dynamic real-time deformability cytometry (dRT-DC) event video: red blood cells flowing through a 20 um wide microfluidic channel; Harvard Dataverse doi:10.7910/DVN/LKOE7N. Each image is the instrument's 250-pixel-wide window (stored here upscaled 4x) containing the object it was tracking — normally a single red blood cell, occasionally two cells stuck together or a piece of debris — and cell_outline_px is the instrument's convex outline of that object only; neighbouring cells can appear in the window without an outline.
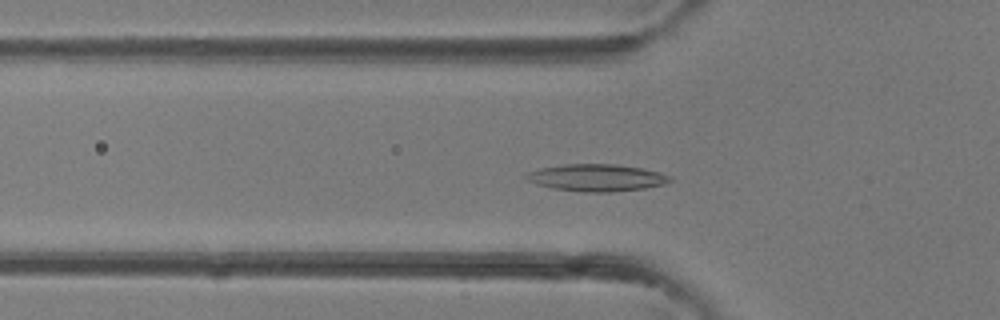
{"species": "common noctule bat (a hibernating species)", "species_latin": "Nyctalus noctula", "temperature_condition": "room temperature", "stored_images_in_passage": 41, "camera_frame_rate_fps": 3000, "um_per_image_px": 0.085, "animal": {"sex": "female"}, "frame": {"image": 1, "passage_image": 14, "time_ms": 4.333, "image_size_px": [1000, 320], "cell_outline_px": [[672, 180], [664, 184], [644, 188], [612, 192], [584, 192], [552, 188], [536, 184], [528, 180], [524, 176], [528, 172], [540, 168], [564, 164], [616, 164], [644, 168], [672, 176]], "centroid_in_image_um": [50.72, 15.1], "position_along_channel_um": 75.1, "area_um2": 22.72}}
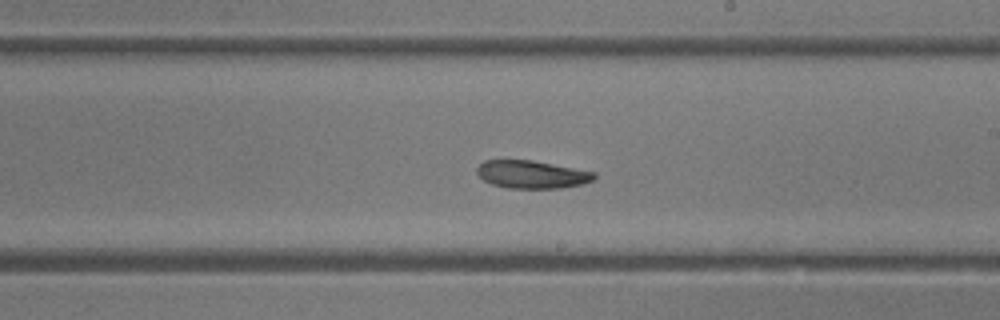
{"frame": {"image": 2, "passage_image": 24, "time_ms": 7.667, "image_size_px": [1000, 320], "cell_outline_px": [[596, 176], [592, 180], [584, 184], [560, 188], [508, 188], [492, 184], [484, 180], [476, 172], [476, 168], [484, 160], [532, 160], [596, 172]], "centroid_in_image_um": [45.21, 14.82], "position_along_channel_um": 243.8, "area_um2": 19.02}}
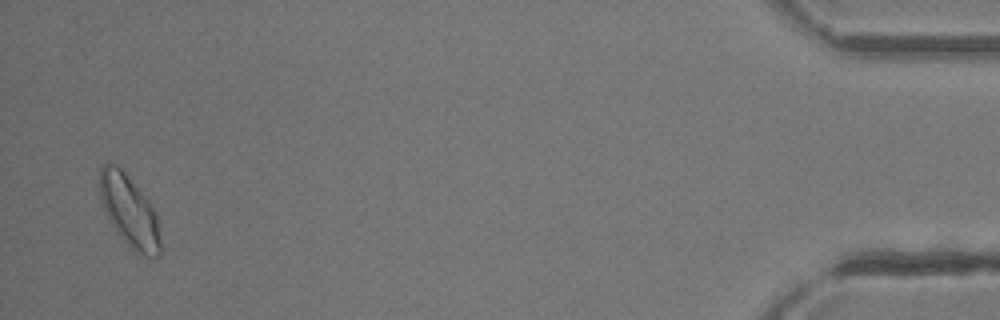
{"frame": {"image": 3, "passage_image": 40, "time_ms": 13.0, "image_size_px": [1000, 320], "cell_outline_px": [[160, 252], [152, 260], [136, 252], [116, 232], [100, 200], [100, 168], [104, 164], [116, 164], [124, 172], [148, 200], [156, 212], [160, 240]], "centroid_in_image_um": [11.01, 17.97], "position_along_channel_um": 424.2, "area_um2": 24.91}}